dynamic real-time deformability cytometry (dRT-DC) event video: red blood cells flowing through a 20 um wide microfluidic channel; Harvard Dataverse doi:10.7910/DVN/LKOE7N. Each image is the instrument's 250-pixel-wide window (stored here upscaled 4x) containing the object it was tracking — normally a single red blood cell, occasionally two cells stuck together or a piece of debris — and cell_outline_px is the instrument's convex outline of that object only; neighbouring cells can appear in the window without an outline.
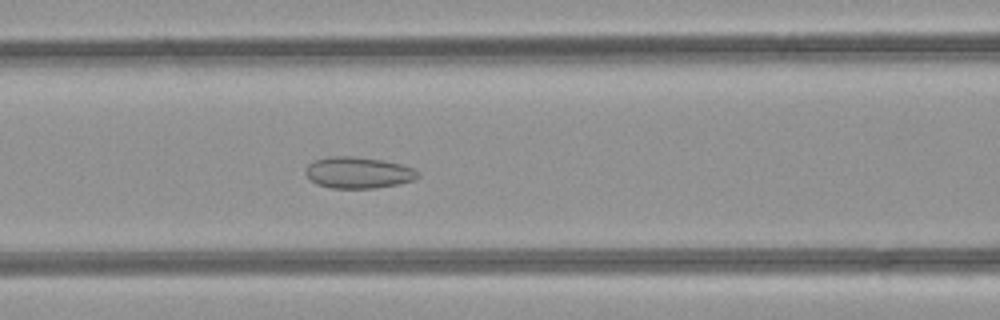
{"species": "common noctule bat (a hibernating species)", "species_latin": "Nyctalus noctula", "temperature_condition": "room temperature", "stored_images_in_passage": 34, "segment_of_instrument_passage": [1, 2], "camera_frame_rate_fps": 3000, "um_per_image_px": 0.085, "animal": {"sex": "female", "body_mass_g": 21.9}, "frame": {"image": 1, "passage_image": 5, "time_ms": 1.333, "image_size_px": [1000, 320], "cell_outline_px": [[420, 176], [416, 180], [400, 184], [376, 188], [332, 188], [316, 184], [308, 180], [304, 172], [304, 168], [308, 164], [316, 160], [328, 156], [352, 156], [384, 160], [416, 168], [420, 172]], "centroid_in_image_um": [30.47, 14.68], "position_along_channel_um": 136.1, "area_um2": 21.04}}
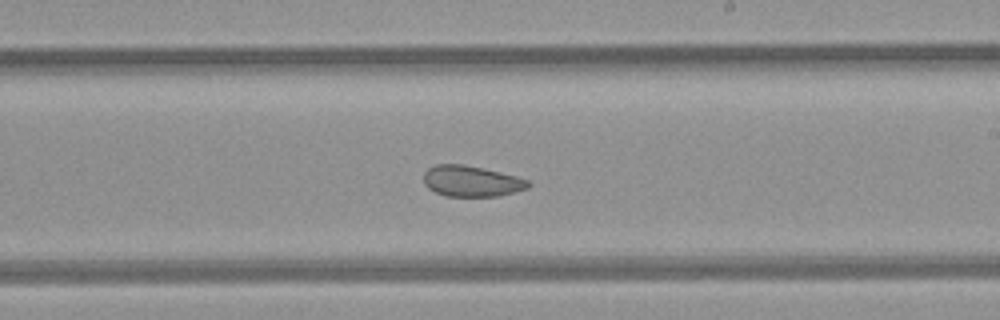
{"frame": {"image": 2, "passage_image": 13, "time_ms": 4.0, "image_size_px": [1000, 320], "cell_outline_px": [[532, 184], [528, 188], [500, 196], [444, 196], [428, 188], [424, 184], [424, 172], [428, 168], [436, 164], [460, 164], [500, 172], [516, 176], [528, 180]], "centroid_in_image_um": [40.07, 15.4], "position_along_channel_um": 248.9, "area_um2": 18.79}}
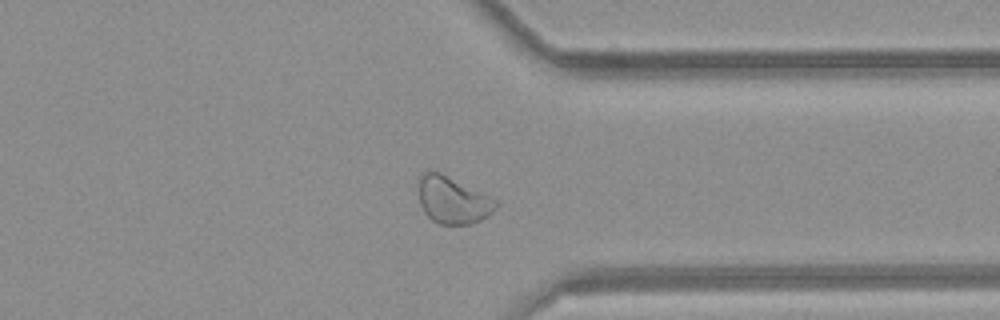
{"frame": {"image": 3, "passage_image": 22, "time_ms": 7.0, "image_size_px": [1000, 320], "cell_outline_px": [[496, 208], [488, 216], [480, 220], [468, 224], [440, 224], [432, 220], [424, 212], [420, 204], [416, 184], [420, 176], [424, 172], [440, 172], [496, 200]], "centroid_in_image_um": [38.42, 17.01], "position_along_channel_um": 373.0, "area_um2": 20.98}}